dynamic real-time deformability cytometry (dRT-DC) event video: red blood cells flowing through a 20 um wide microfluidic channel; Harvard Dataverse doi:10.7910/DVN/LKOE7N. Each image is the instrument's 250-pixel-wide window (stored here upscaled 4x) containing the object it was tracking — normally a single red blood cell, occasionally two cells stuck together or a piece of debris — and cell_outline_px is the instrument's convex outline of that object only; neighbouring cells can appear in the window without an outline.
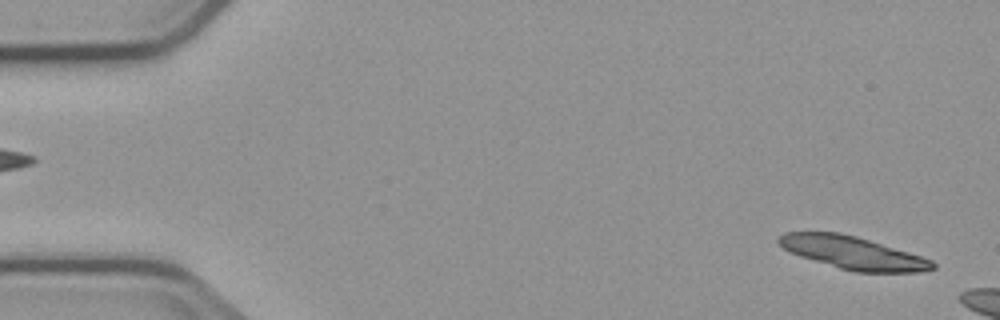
{"species": "common noctule bat (a hibernating species)", "species_latin": "Nyctalus noctula", "temperature_condition": "cold", "stored_images_in_passage": 2, "camera_frame_rate_fps": 3000, "um_per_image_px": 0.085, "animal": {"sex": "male", "body_mass_g": 23.1, "forearm_length_mm": 52.7}, "frame": {"image": 1, "passage_image": 2, "time_ms": 1.333, "image_size_px": [1000, 320], "cell_outline_px": [[936, 268], [920, 272], [856, 272], [840, 268], [800, 256], [784, 248], [776, 240], [784, 232], [840, 232], [856, 236], [908, 252], [932, 260], [936, 264]], "centroid_in_image_um": [72.5, 21.48], "position_along_channel_um": 12.5, "area_um2": 28.96}}